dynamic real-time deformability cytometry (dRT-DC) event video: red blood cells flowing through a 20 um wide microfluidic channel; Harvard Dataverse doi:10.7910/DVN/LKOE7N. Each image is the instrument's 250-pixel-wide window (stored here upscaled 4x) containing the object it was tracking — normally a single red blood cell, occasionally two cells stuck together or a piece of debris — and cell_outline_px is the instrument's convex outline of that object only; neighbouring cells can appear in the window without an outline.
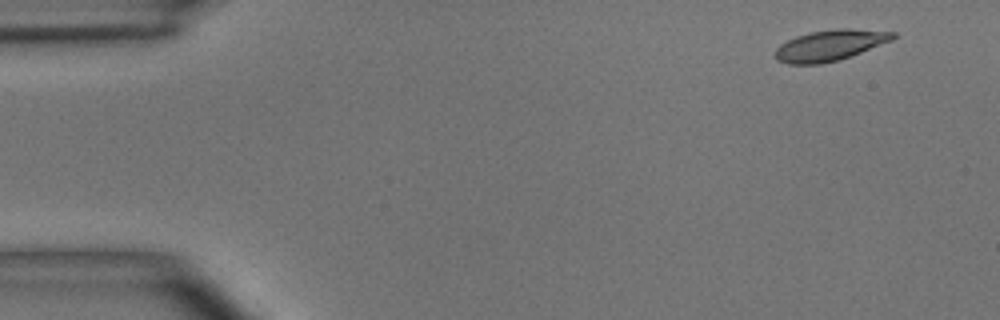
{"species": "common noctule bat (a hibernating species)", "species_latin": "Nyctalus noctula", "temperature_condition": "room temperature", "stored_images_in_passage": 4, "camera_frame_rate_fps": 3000, "um_per_image_px": 0.085, "animal": {"sex": "male", "body_mass_g": 15.6}, "frame": {"image": 1, "passage_image": 1, "time_ms": 0.0, "image_size_px": [1000, 320], "cell_outline_px": [[896, 36], [892, 40], [860, 52], [836, 60], [820, 64], [788, 64], [776, 60], [776, 48], [780, 44], [796, 36], [812, 32], [836, 28], [844, 28], [896, 32]], "centroid_in_image_um": [70.52, 3.85], "position_along_channel_um": 14.5, "area_um2": 20.81}}
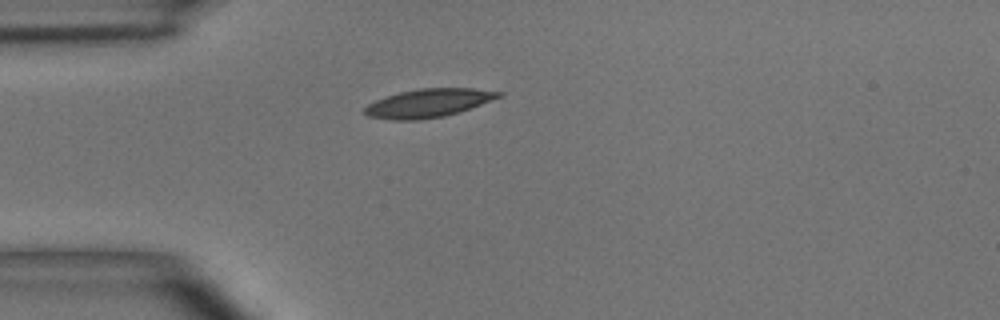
{"frame": {"image": 2, "passage_image": 4, "time_ms": 3.333, "image_size_px": [1000, 320], "cell_outline_px": [[504, 96], [444, 116], [420, 120], [392, 120], [368, 116], [364, 112], [364, 108], [368, 104], [376, 100], [400, 92], [420, 88], [472, 88], [504, 92]], "centroid_in_image_um": [36.42, 8.76], "position_along_channel_um": 48.6, "area_um2": 21.96}}